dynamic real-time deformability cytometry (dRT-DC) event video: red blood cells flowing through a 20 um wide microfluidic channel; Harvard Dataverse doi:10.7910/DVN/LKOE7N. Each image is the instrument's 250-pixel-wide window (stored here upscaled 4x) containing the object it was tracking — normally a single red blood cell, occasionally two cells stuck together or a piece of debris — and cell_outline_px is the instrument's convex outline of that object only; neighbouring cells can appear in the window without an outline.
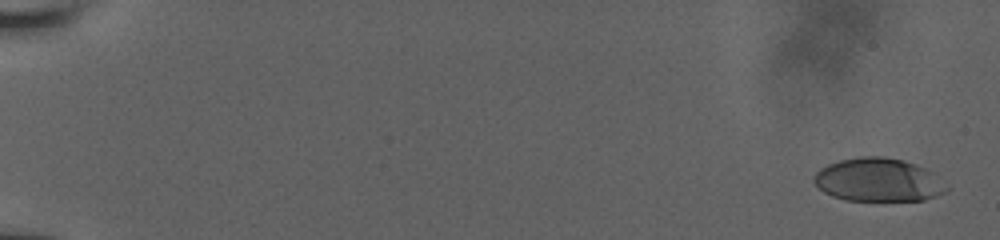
{"species": "human", "species_latin": "Homo sapiens", "temperature_condition": "room temperature", "stored_images_in_passage": 19, "camera_frame_rate_fps": 3000, "um_per_image_px": 0.085, "donor": {"sex": "male"}, "frame": {"image": 1, "passage_image": 1, "time_ms": 0.0, "image_size_px": [1000, 240], "cell_outline_px": [[948, 188], [944, 192], [936, 196], [924, 200], [844, 200], [832, 196], [824, 192], [812, 180], [816, 172], [820, 168], [828, 164], [840, 160], [860, 156], [884, 156], [904, 160], [916, 164], [932, 172], [948, 184]], "centroid_in_image_um": [74.66, 15.28], "position_along_channel_um": 10.3, "area_um2": 33.58}}
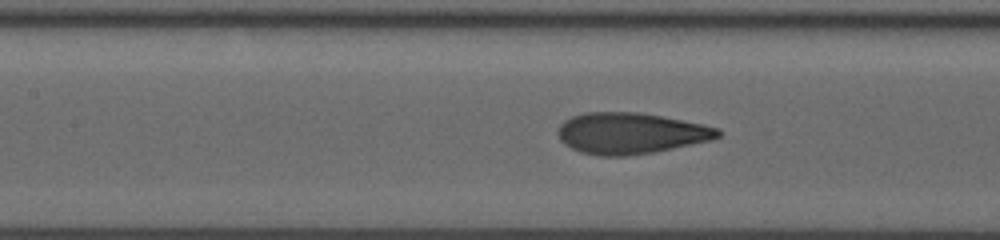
{"frame": {"image": 2, "passage_image": 15, "time_ms": 9.0, "image_size_px": [1000, 240], "cell_outline_px": [[724, 132], [720, 136], [712, 140], [652, 152], [628, 156], [600, 156], [580, 152], [564, 144], [560, 140], [560, 124], [564, 120], [572, 116], [584, 112], [640, 112], [720, 128]], "centroid_in_image_um": [53.61, 11.33], "position_along_channel_um": 153.8, "area_um2": 38.21}}
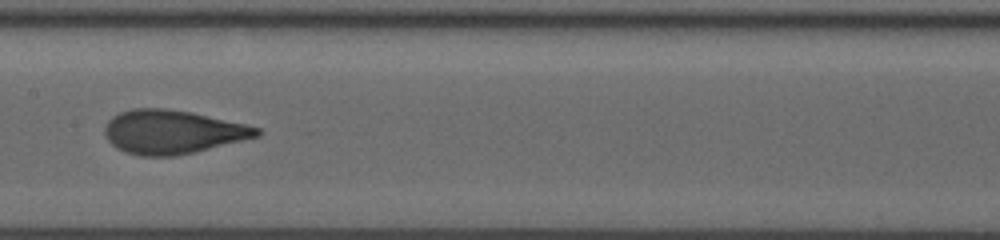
{"frame": {"image": 3, "passage_image": 17, "time_ms": 10.0, "image_size_px": [1000, 240], "cell_outline_px": [[264, 132], [260, 136], [192, 152], [172, 156], [140, 156], [116, 148], [108, 140], [104, 132], [104, 128], [108, 120], [112, 116], [120, 112], [132, 108], [164, 108], [192, 112], [244, 124], [260, 128]], "centroid_in_image_um": [14.64, 11.2], "position_along_channel_um": 192.8, "area_um2": 38.55}}